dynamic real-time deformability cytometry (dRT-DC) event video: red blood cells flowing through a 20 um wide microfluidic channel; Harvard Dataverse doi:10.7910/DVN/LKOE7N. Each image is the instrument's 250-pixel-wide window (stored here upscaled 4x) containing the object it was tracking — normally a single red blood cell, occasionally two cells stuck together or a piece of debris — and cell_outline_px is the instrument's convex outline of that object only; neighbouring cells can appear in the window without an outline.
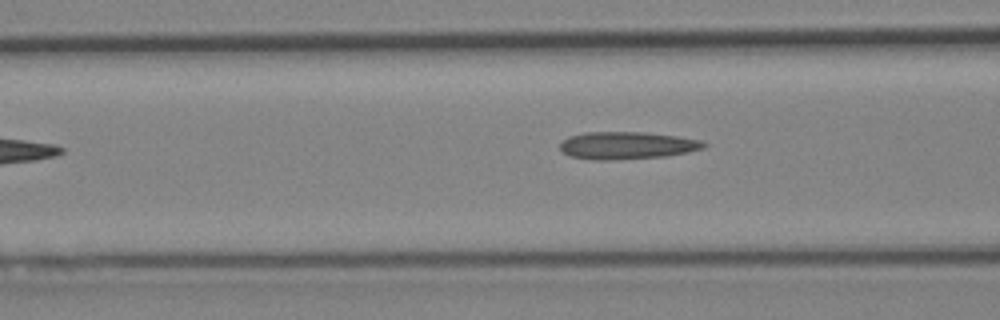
{"species": "Egyptian fruit bat (a non-hibernating species)", "species_latin": "Rousettus aegyptiacus", "temperature_condition": "cold", "stored_images_in_passage": 6, "camera_frame_rate_fps": 3000, "um_per_image_px": 0.085, "animal": {"sex": "female"}, "frame": {"image": 1, "passage_image": 5, "time_ms": 4.667, "image_size_px": [1000, 320], "cell_outline_px": [[708, 144], [704, 148], [688, 152], [664, 156], [608, 160], [596, 160], [572, 156], [564, 152], [560, 148], [560, 144], [568, 136], [584, 132], [644, 132], [676, 136], [704, 140]], "centroid_in_image_um": [53.33, 12.35], "position_along_channel_um": 113.3, "area_um2": 22.89}}
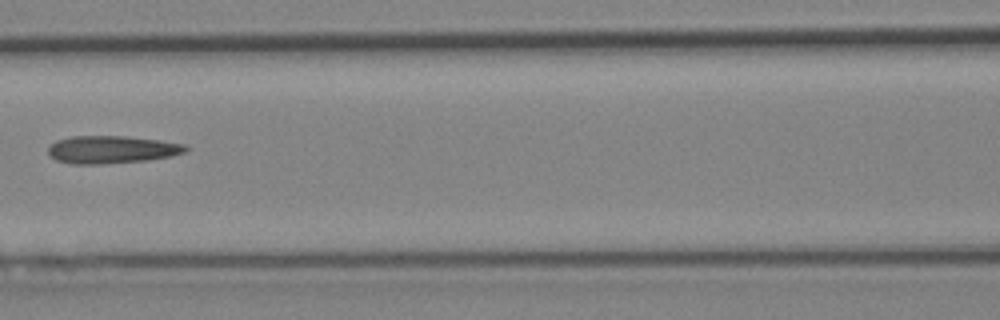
{"frame": {"image": 2, "passage_image": 6, "time_ms": 5.667, "image_size_px": [1000, 320], "cell_outline_px": [[192, 148], [184, 152], [172, 156], [148, 160], [100, 164], [72, 164], [56, 160], [48, 152], [48, 148], [56, 140], [72, 136], [128, 136], [160, 140], [184, 144]], "centroid_in_image_um": [9.53, 12.71], "position_along_channel_um": 157.1, "area_um2": 22.25}}